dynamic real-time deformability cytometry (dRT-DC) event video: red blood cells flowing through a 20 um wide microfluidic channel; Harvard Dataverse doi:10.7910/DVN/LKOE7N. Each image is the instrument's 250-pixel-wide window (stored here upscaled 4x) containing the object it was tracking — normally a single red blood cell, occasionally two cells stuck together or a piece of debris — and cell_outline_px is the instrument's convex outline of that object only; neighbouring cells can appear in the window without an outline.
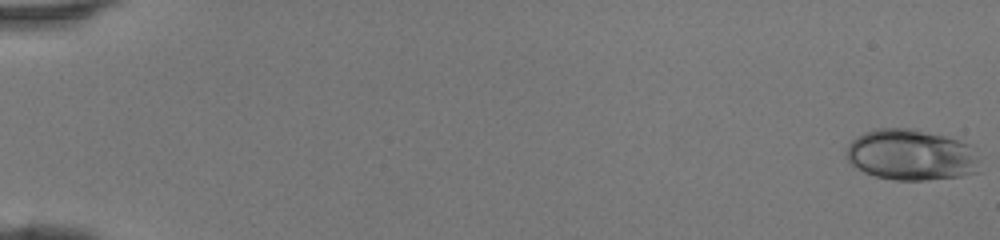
{"species": "human", "species_latin": "Homo sapiens", "temperature_condition": "room temperature", "stored_images_in_passage": 47, "camera_frame_rate_fps": 3000, "um_per_image_px": 0.085, "donor": {"sex": "female"}, "frame": {"image": 1, "passage_image": 1, "time_ms": 0.0, "image_size_px": [1000, 240], "cell_outline_px": [[980, 172], [960, 176], [924, 180], [896, 180], [876, 176], [864, 172], [852, 164], [844, 156], [848, 144], [856, 136], [864, 132], [876, 128], [912, 128], [944, 136], [972, 144], [976, 156]], "centroid_in_image_um": [77.43, 13.16], "position_along_channel_um": 7.6, "area_um2": 39.82}}
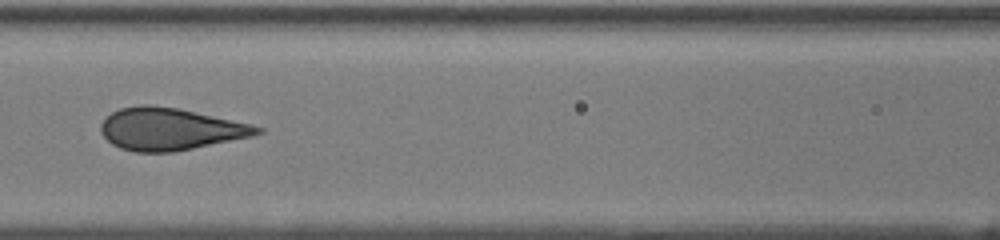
{"frame": {"image": 2, "passage_image": 23, "time_ms": 7.333, "image_size_px": [1000, 240], "cell_outline_px": [[264, 132], [252, 136], [176, 152], [136, 152], [120, 148], [112, 144], [100, 132], [100, 124], [112, 112], [120, 108], [140, 104], [148, 104], [176, 108], [252, 124], [264, 128]], "centroid_in_image_um": [14.45, 10.97], "position_along_channel_um": 152.1, "area_um2": 38.38}}
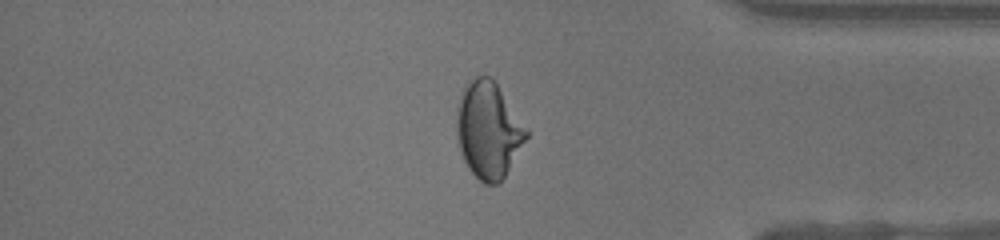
{"frame": {"image": 3, "passage_image": 40, "time_ms": 13.0, "image_size_px": [1000, 240], "cell_outline_px": [[528, 136], [504, 176], [496, 184], [484, 184], [468, 168], [464, 160], [456, 140], [456, 112], [464, 88], [476, 76], [492, 76], [528, 128]], "centroid_in_image_um": [41.51, 11.04], "position_along_channel_um": 393.7, "area_um2": 38.96}}